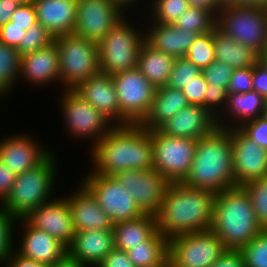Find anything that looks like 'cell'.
Masks as SVG:
<instances>
[{
	"label": "cell",
	"instance_id": "54",
	"mask_svg": "<svg viewBox=\"0 0 267 267\" xmlns=\"http://www.w3.org/2000/svg\"><path fill=\"white\" fill-rule=\"evenodd\" d=\"M20 4L18 0H0V28L10 21L12 13Z\"/></svg>",
	"mask_w": 267,
	"mask_h": 267
},
{
	"label": "cell",
	"instance_id": "22",
	"mask_svg": "<svg viewBox=\"0 0 267 267\" xmlns=\"http://www.w3.org/2000/svg\"><path fill=\"white\" fill-rule=\"evenodd\" d=\"M24 228L22 244L17 253L48 266L63 258L68 253V247L47 232L32 227L24 218L19 219ZM25 224V225H24Z\"/></svg>",
	"mask_w": 267,
	"mask_h": 267
},
{
	"label": "cell",
	"instance_id": "47",
	"mask_svg": "<svg viewBox=\"0 0 267 267\" xmlns=\"http://www.w3.org/2000/svg\"><path fill=\"white\" fill-rule=\"evenodd\" d=\"M11 22L22 29L27 30L31 25L37 23V15L34 4L21 3L18 8L12 13Z\"/></svg>",
	"mask_w": 267,
	"mask_h": 267
},
{
	"label": "cell",
	"instance_id": "3",
	"mask_svg": "<svg viewBox=\"0 0 267 267\" xmlns=\"http://www.w3.org/2000/svg\"><path fill=\"white\" fill-rule=\"evenodd\" d=\"M232 156L229 128L216 127L197 140L195 157L183 183L215 193L236 187Z\"/></svg>",
	"mask_w": 267,
	"mask_h": 267
},
{
	"label": "cell",
	"instance_id": "4",
	"mask_svg": "<svg viewBox=\"0 0 267 267\" xmlns=\"http://www.w3.org/2000/svg\"><path fill=\"white\" fill-rule=\"evenodd\" d=\"M210 230L232 251H238L263 230L241 186L216 193Z\"/></svg>",
	"mask_w": 267,
	"mask_h": 267
},
{
	"label": "cell",
	"instance_id": "18",
	"mask_svg": "<svg viewBox=\"0 0 267 267\" xmlns=\"http://www.w3.org/2000/svg\"><path fill=\"white\" fill-rule=\"evenodd\" d=\"M73 90L112 123L116 122L115 125L130 124L121 115L115 85L110 75L100 72L79 83Z\"/></svg>",
	"mask_w": 267,
	"mask_h": 267
},
{
	"label": "cell",
	"instance_id": "11",
	"mask_svg": "<svg viewBox=\"0 0 267 267\" xmlns=\"http://www.w3.org/2000/svg\"><path fill=\"white\" fill-rule=\"evenodd\" d=\"M91 172L82 183L95 196L100 207L114 224L131 221L145 214L135 202L133 195L114 176L98 174L93 170Z\"/></svg>",
	"mask_w": 267,
	"mask_h": 267
},
{
	"label": "cell",
	"instance_id": "61",
	"mask_svg": "<svg viewBox=\"0 0 267 267\" xmlns=\"http://www.w3.org/2000/svg\"><path fill=\"white\" fill-rule=\"evenodd\" d=\"M260 57L267 63V48Z\"/></svg>",
	"mask_w": 267,
	"mask_h": 267
},
{
	"label": "cell",
	"instance_id": "26",
	"mask_svg": "<svg viewBox=\"0 0 267 267\" xmlns=\"http://www.w3.org/2000/svg\"><path fill=\"white\" fill-rule=\"evenodd\" d=\"M189 105L182 90L168 86L158 87L150 110L139 124L148 131L157 130L180 110Z\"/></svg>",
	"mask_w": 267,
	"mask_h": 267
},
{
	"label": "cell",
	"instance_id": "14",
	"mask_svg": "<svg viewBox=\"0 0 267 267\" xmlns=\"http://www.w3.org/2000/svg\"><path fill=\"white\" fill-rule=\"evenodd\" d=\"M113 0H77L75 35L99 44L124 17Z\"/></svg>",
	"mask_w": 267,
	"mask_h": 267
},
{
	"label": "cell",
	"instance_id": "17",
	"mask_svg": "<svg viewBox=\"0 0 267 267\" xmlns=\"http://www.w3.org/2000/svg\"><path fill=\"white\" fill-rule=\"evenodd\" d=\"M24 219L32 227L47 232L67 247L72 243L75 229L68 200L65 197L42 203Z\"/></svg>",
	"mask_w": 267,
	"mask_h": 267
},
{
	"label": "cell",
	"instance_id": "8",
	"mask_svg": "<svg viewBox=\"0 0 267 267\" xmlns=\"http://www.w3.org/2000/svg\"><path fill=\"white\" fill-rule=\"evenodd\" d=\"M54 42L59 51L63 89H74L79 83L100 73L97 44L75 34L56 37Z\"/></svg>",
	"mask_w": 267,
	"mask_h": 267
},
{
	"label": "cell",
	"instance_id": "6",
	"mask_svg": "<svg viewBox=\"0 0 267 267\" xmlns=\"http://www.w3.org/2000/svg\"><path fill=\"white\" fill-rule=\"evenodd\" d=\"M216 27L259 56L267 48V7L222 6Z\"/></svg>",
	"mask_w": 267,
	"mask_h": 267
},
{
	"label": "cell",
	"instance_id": "36",
	"mask_svg": "<svg viewBox=\"0 0 267 267\" xmlns=\"http://www.w3.org/2000/svg\"><path fill=\"white\" fill-rule=\"evenodd\" d=\"M185 57L200 70L208 67L215 60L213 30L198 34L195 41L189 47Z\"/></svg>",
	"mask_w": 267,
	"mask_h": 267
},
{
	"label": "cell",
	"instance_id": "51",
	"mask_svg": "<svg viewBox=\"0 0 267 267\" xmlns=\"http://www.w3.org/2000/svg\"><path fill=\"white\" fill-rule=\"evenodd\" d=\"M17 174L0 160V204L12 189Z\"/></svg>",
	"mask_w": 267,
	"mask_h": 267
},
{
	"label": "cell",
	"instance_id": "45",
	"mask_svg": "<svg viewBox=\"0 0 267 267\" xmlns=\"http://www.w3.org/2000/svg\"><path fill=\"white\" fill-rule=\"evenodd\" d=\"M253 91V67L234 69L227 92L247 93Z\"/></svg>",
	"mask_w": 267,
	"mask_h": 267
},
{
	"label": "cell",
	"instance_id": "21",
	"mask_svg": "<svg viewBox=\"0 0 267 267\" xmlns=\"http://www.w3.org/2000/svg\"><path fill=\"white\" fill-rule=\"evenodd\" d=\"M216 119L202 106L189 105L163 124L159 130L171 137L196 139L210 134Z\"/></svg>",
	"mask_w": 267,
	"mask_h": 267
},
{
	"label": "cell",
	"instance_id": "12",
	"mask_svg": "<svg viewBox=\"0 0 267 267\" xmlns=\"http://www.w3.org/2000/svg\"><path fill=\"white\" fill-rule=\"evenodd\" d=\"M121 115L130 124H139L150 110L156 88L138 68L111 76Z\"/></svg>",
	"mask_w": 267,
	"mask_h": 267
},
{
	"label": "cell",
	"instance_id": "34",
	"mask_svg": "<svg viewBox=\"0 0 267 267\" xmlns=\"http://www.w3.org/2000/svg\"><path fill=\"white\" fill-rule=\"evenodd\" d=\"M173 25L190 32L203 34L216 27V16L209 10L189 7L173 22Z\"/></svg>",
	"mask_w": 267,
	"mask_h": 267
},
{
	"label": "cell",
	"instance_id": "25",
	"mask_svg": "<svg viewBox=\"0 0 267 267\" xmlns=\"http://www.w3.org/2000/svg\"><path fill=\"white\" fill-rule=\"evenodd\" d=\"M20 76L38 86L51 84L56 80L60 82L59 51L55 42L22 56Z\"/></svg>",
	"mask_w": 267,
	"mask_h": 267
},
{
	"label": "cell",
	"instance_id": "58",
	"mask_svg": "<svg viewBox=\"0 0 267 267\" xmlns=\"http://www.w3.org/2000/svg\"><path fill=\"white\" fill-rule=\"evenodd\" d=\"M113 1H115V3L118 6H120L123 10H125V9H128L130 5L132 7L133 3H136L137 0H113Z\"/></svg>",
	"mask_w": 267,
	"mask_h": 267
},
{
	"label": "cell",
	"instance_id": "44",
	"mask_svg": "<svg viewBox=\"0 0 267 267\" xmlns=\"http://www.w3.org/2000/svg\"><path fill=\"white\" fill-rule=\"evenodd\" d=\"M238 129L261 148L267 150V118L257 117L241 124Z\"/></svg>",
	"mask_w": 267,
	"mask_h": 267
},
{
	"label": "cell",
	"instance_id": "19",
	"mask_svg": "<svg viewBox=\"0 0 267 267\" xmlns=\"http://www.w3.org/2000/svg\"><path fill=\"white\" fill-rule=\"evenodd\" d=\"M74 193L66 199L72 214L75 232L93 229L113 230L114 223L110 216L103 211L98 200L83 183Z\"/></svg>",
	"mask_w": 267,
	"mask_h": 267
},
{
	"label": "cell",
	"instance_id": "33",
	"mask_svg": "<svg viewBox=\"0 0 267 267\" xmlns=\"http://www.w3.org/2000/svg\"><path fill=\"white\" fill-rule=\"evenodd\" d=\"M20 64L21 56L17 49L0 41V96L9 93L19 78Z\"/></svg>",
	"mask_w": 267,
	"mask_h": 267
},
{
	"label": "cell",
	"instance_id": "60",
	"mask_svg": "<svg viewBox=\"0 0 267 267\" xmlns=\"http://www.w3.org/2000/svg\"><path fill=\"white\" fill-rule=\"evenodd\" d=\"M263 116L267 118V98L265 99Z\"/></svg>",
	"mask_w": 267,
	"mask_h": 267
},
{
	"label": "cell",
	"instance_id": "42",
	"mask_svg": "<svg viewBox=\"0 0 267 267\" xmlns=\"http://www.w3.org/2000/svg\"><path fill=\"white\" fill-rule=\"evenodd\" d=\"M17 220L19 219L0 208V263H4L6 258L13 252V223Z\"/></svg>",
	"mask_w": 267,
	"mask_h": 267
},
{
	"label": "cell",
	"instance_id": "1",
	"mask_svg": "<svg viewBox=\"0 0 267 267\" xmlns=\"http://www.w3.org/2000/svg\"><path fill=\"white\" fill-rule=\"evenodd\" d=\"M215 196L212 190L170 183L155 214L156 230L168 239L210 230Z\"/></svg>",
	"mask_w": 267,
	"mask_h": 267
},
{
	"label": "cell",
	"instance_id": "24",
	"mask_svg": "<svg viewBox=\"0 0 267 267\" xmlns=\"http://www.w3.org/2000/svg\"><path fill=\"white\" fill-rule=\"evenodd\" d=\"M37 22L53 38L73 34L76 23L77 0H34Z\"/></svg>",
	"mask_w": 267,
	"mask_h": 267
},
{
	"label": "cell",
	"instance_id": "57",
	"mask_svg": "<svg viewBox=\"0 0 267 267\" xmlns=\"http://www.w3.org/2000/svg\"><path fill=\"white\" fill-rule=\"evenodd\" d=\"M235 6L267 7V0H236Z\"/></svg>",
	"mask_w": 267,
	"mask_h": 267
},
{
	"label": "cell",
	"instance_id": "37",
	"mask_svg": "<svg viewBox=\"0 0 267 267\" xmlns=\"http://www.w3.org/2000/svg\"><path fill=\"white\" fill-rule=\"evenodd\" d=\"M238 252L245 267H267V230H262Z\"/></svg>",
	"mask_w": 267,
	"mask_h": 267
},
{
	"label": "cell",
	"instance_id": "52",
	"mask_svg": "<svg viewBox=\"0 0 267 267\" xmlns=\"http://www.w3.org/2000/svg\"><path fill=\"white\" fill-rule=\"evenodd\" d=\"M6 267H50L44 263L23 257L19 253L12 252L4 261Z\"/></svg>",
	"mask_w": 267,
	"mask_h": 267
},
{
	"label": "cell",
	"instance_id": "48",
	"mask_svg": "<svg viewBox=\"0 0 267 267\" xmlns=\"http://www.w3.org/2000/svg\"><path fill=\"white\" fill-rule=\"evenodd\" d=\"M25 31L26 30L22 29V27H18L17 25H14L13 22L8 21L0 28V41L17 49Z\"/></svg>",
	"mask_w": 267,
	"mask_h": 267
},
{
	"label": "cell",
	"instance_id": "13",
	"mask_svg": "<svg viewBox=\"0 0 267 267\" xmlns=\"http://www.w3.org/2000/svg\"><path fill=\"white\" fill-rule=\"evenodd\" d=\"M63 94L61 99L63 111L61 112L66 119L65 125L73 137H93L94 146L115 126V123H112L73 89H65Z\"/></svg>",
	"mask_w": 267,
	"mask_h": 267
},
{
	"label": "cell",
	"instance_id": "50",
	"mask_svg": "<svg viewBox=\"0 0 267 267\" xmlns=\"http://www.w3.org/2000/svg\"><path fill=\"white\" fill-rule=\"evenodd\" d=\"M97 267H136L129 259L127 251L114 248Z\"/></svg>",
	"mask_w": 267,
	"mask_h": 267
},
{
	"label": "cell",
	"instance_id": "20",
	"mask_svg": "<svg viewBox=\"0 0 267 267\" xmlns=\"http://www.w3.org/2000/svg\"><path fill=\"white\" fill-rule=\"evenodd\" d=\"M30 137L25 134L0 140V160L17 175L38 166L50 154Z\"/></svg>",
	"mask_w": 267,
	"mask_h": 267
},
{
	"label": "cell",
	"instance_id": "39",
	"mask_svg": "<svg viewBox=\"0 0 267 267\" xmlns=\"http://www.w3.org/2000/svg\"><path fill=\"white\" fill-rule=\"evenodd\" d=\"M152 4L151 15L159 24H173L190 7L187 0H153Z\"/></svg>",
	"mask_w": 267,
	"mask_h": 267
},
{
	"label": "cell",
	"instance_id": "2",
	"mask_svg": "<svg viewBox=\"0 0 267 267\" xmlns=\"http://www.w3.org/2000/svg\"><path fill=\"white\" fill-rule=\"evenodd\" d=\"M95 173L153 169L151 131L140 124L115 125L92 148Z\"/></svg>",
	"mask_w": 267,
	"mask_h": 267
},
{
	"label": "cell",
	"instance_id": "10",
	"mask_svg": "<svg viewBox=\"0 0 267 267\" xmlns=\"http://www.w3.org/2000/svg\"><path fill=\"white\" fill-rule=\"evenodd\" d=\"M226 251L212 230L182 234L169 239L167 266L211 267Z\"/></svg>",
	"mask_w": 267,
	"mask_h": 267
},
{
	"label": "cell",
	"instance_id": "32",
	"mask_svg": "<svg viewBox=\"0 0 267 267\" xmlns=\"http://www.w3.org/2000/svg\"><path fill=\"white\" fill-rule=\"evenodd\" d=\"M264 104L265 98L256 91L228 94L226 116L227 114L233 115L232 117L237 119V123L240 121V124L236 123L238 128L241 123L263 116Z\"/></svg>",
	"mask_w": 267,
	"mask_h": 267
},
{
	"label": "cell",
	"instance_id": "29",
	"mask_svg": "<svg viewBox=\"0 0 267 267\" xmlns=\"http://www.w3.org/2000/svg\"><path fill=\"white\" fill-rule=\"evenodd\" d=\"M174 57L154 49L146 41L141 47L137 68L155 87L165 86L174 65Z\"/></svg>",
	"mask_w": 267,
	"mask_h": 267
},
{
	"label": "cell",
	"instance_id": "46",
	"mask_svg": "<svg viewBox=\"0 0 267 267\" xmlns=\"http://www.w3.org/2000/svg\"><path fill=\"white\" fill-rule=\"evenodd\" d=\"M207 87L208 83L203 74L200 73L195 79L186 84L182 91L190 105L204 107V94Z\"/></svg>",
	"mask_w": 267,
	"mask_h": 267
},
{
	"label": "cell",
	"instance_id": "38",
	"mask_svg": "<svg viewBox=\"0 0 267 267\" xmlns=\"http://www.w3.org/2000/svg\"><path fill=\"white\" fill-rule=\"evenodd\" d=\"M54 42L53 36L39 22L31 25L26 31L19 44L17 51L22 57L38 49L47 47Z\"/></svg>",
	"mask_w": 267,
	"mask_h": 267
},
{
	"label": "cell",
	"instance_id": "53",
	"mask_svg": "<svg viewBox=\"0 0 267 267\" xmlns=\"http://www.w3.org/2000/svg\"><path fill=\"white\" fill-rule=\"evenodd\" d=\"M211 267H245L238 251L227 250Z\"/></svg>",
	"mask_w": 267,
	"mask_h": 267
},
{
	"label": "cell",
	"instance_id": "23",
	"mask_svg": "<svg viewBox=\"0 0 267 267\" xmlns=\"http://www.w3.org/2000/svg\"><path fill=\"white\" fill-rule=\"evenodd\" d=\"M115 248L113 230L75 232L68 254L87 267H97Z\"/></svg>",
	"mask_w": 267,
	"mask_h": 267
},
{
	"label": "cell",
	"instance_id": "15",
	"mask_svg": "<svg viewBox=\"0 0 267 267\" xmlns=\"http://www.w3.org/2000/svg\"><path fill=\"white\" fill-rule=\"evenodd\" d=\"M123 184L145 214L155 215L170 184L155 169L126 170L113 175Z\"/></svg>",
	"mask_w": 267,
	"mask_h": 267
},
{
	"label": "cell",
	"instance_id": "41",
	"mask_svg": "<svg viewBox=\"0 0 267 267\" xmlns=\"http://www.w3.org/2000/svg\"><path fill=\"white\" fill-rule=\"evenodd\" d=\"M227 98L228 92L223 87H215L208 85L207 90L204 94V108L216 119L217 127L220 128H227L228 126V123H222V120L218 116L220 110L222 109L221 107H223L225 110L226 107H224V105L227 104ZM217 107H220L219 111L216 109Z\"/></svg>",
	"mask_w": 267,
	"mask_h": 267
},
{
	"label": "cell",
	"instance_id": "55",
	"mask_svg": "<svg viewBox=\"0 0 267 267\" xmlns=\"http://www.w3.org/2000/svg\"><path fill=\"white\" fill-rule=\"evenodd\" d=\"M190 7L200 8L211 11L215 16L222 8L216 0H187Z\"/></svg>",
	"mask_w": 267,
	"mask_h": 267
},
{
	"label": "cell",
	"instance_id": "59",
	"mask_svg": "<svg viewBox=\"0 0 267 267\" xmlns=\"http://www.w3.org/2000/svg\"><path fill=\"white\" fill-rule=\"evenodd\" d=\"M216 1L221 7L226 5H233L236 2V0H216Z\"/></svg>",
	"mask_w": 267,
	"mask_h": 267
},
{
	"label": "cell",
	"instance_id": "43",
	"mask_svg": "<svg viewBox=\"0 0 267 267\" xmlns=\"http://www.w3.org/2000/svg\"><path fill=\"white\" fill-rule=\"evenodd\" d=\"M233 70L226 63L214 60L208 67L202 69L201 73L209 86L223 87L227 90Z\"/></svg>",
	"mask_w": 267,
	"mask_h": 267
},
{
	"label": "cell",
	"instance_id": "30",
	"mask_svg": "<svg viewBox=\"0 0 267 267\" xmlns=\"http://www.w3.org/2000/svg\"><path fill=\"white\" fill-rule=\"evenodd\" d=\"M136 267H164L168 264L169 239L156 230L147 240L127 250Z\"/></svg>",
	"mask_w": 267,
	"mask_h": 267
},
{
	"label": "cell",
	"instance_id": "62",
	"mask_svg": "<svg viewBox=\"0 0 267 267\" xmlns=\"http://www.w3.org/2000/svg\"><path fill=\"white\" fill-rule=\"evenodd\" d=\"M20 3H30L33 2L34 0H18Z\"/></svg>",
	"mask_w": 267,
	"mask_h": 267
},
{
	"label": "cell",
	"instance_id": "16",
	"mask_svg": "<svg viewBox=\"0 0 267 267\" xmlns=\"http://www.w3.org/2000/svg\"><path fill=\"white\" fill-rule=\"evenodd\" d=\"M229 128L233 147V174L235 186L267 177V150L245 136L236 126Z\"/></svg>",
	"mask_w": 267,
	"mask_h": 267
},
{
	"label": "cell",
	"instance_id": "40",
	"mask_svg": "<svg viewBox=\"0 0 267 267\" xmlns=\"http://www.w3.org/2000/svg\"><path fill=\"white\" fill-rule=\"evenodd\" d=\"M201 70L186 57H176L167 83L173 89L182 90L186 84L196 78Z\"/></svg>",
	"mask_w": 267,
	"mask_h": 267
},
{
	"label": "cell",
	"instance_id": "49",
	"mask_svg": "<svg viewBox=\"0 0 267 267\" xmlns=\"http://www.w3.org/2000/svg\"><path fill=\"white\" fill-rule=\"evenodd\" d=\"M253 91L267 98V63L261 57L253 66Z\"/></svg>",
	"mask_w": 267,
	"mask_h": 267
},
{
	"label": "cell",
	"instance_id": "35",
	"mask_svg": "<svg viewBox=\"0 0 267 267\" xmlns=\"http://www.w3.org/2000/svg\"><path fill=\"white\" fill-rule=\"evenodd\" d=\"M241 187L250 198L257 223L267 230V177L251 180Z\"/></svg>",
	"mask_w": 267,
	"mask_h": 267
},
{
	"label": "cell",
	"instance_id": "28",
	"mask_svg": "<svg viewBox=\"0 0 267 267\" xmlns=\"http://www.w3.org/2000/svg\"><path fill=\"white\" fill-rule=\"evenodd\" d=\"M215 60L226 63L233 69L253 67L260 57L252 49L245 47L217 27L213 29Z\"/></svg>",
	"mask_w": 267,
	"mask_h": 267
},
{
	"label": "cell",
	"instance_id": "31",
	"mask_svg": "<svg viewBox=\"0 0 267 267\" xmlns=\"http://www.w3.org/2000/svg\"><path fill=\"white\" fill-rule=\"evenodd\" d=\"M155 231L156 219L152 214H144L131 221L115 223L113 227L115 248L127 251L131 246L147 240Z\"/></svg>",
	"mask_w": 267,
	"mask_h": 267
},
{
	"label": "cell",
	"instance_id": "27",
	"mask_svg": "<svg viewBox=\"0 0 267 267\" xmlns=\"http://www.w3.org/2000/svg\"><path fill=\"white\" fill-rule=\"evenodd\" d=\"M149 30H147L149 33L144 35L145 41L154 49L174 58L185 57L189 47L198 36V33L178 28L173 24L154 23L152 29Z\"/></svg>",
	"mask_w": 267,
	"mask_h": 267
},
{
	"label": "cell",
	"instance_id": "56",
	"mask_svg": "<svg viewBox=\"0 0 267 267\" xmlns=\"http://www.w3.org/2000/svg\"><path fill=\"white\" fill-rule=\"evenodd\" d=\"M50 267H86L81 262H79L77 259L71 257L68 253L61 258L60 260L56 261L52 266Z\"/></svg>",
	"mask_w": 267,
	"mask_h": 267
},
{
	"label": "cell",
	"instance_id": "5",
	"mask_svg": "<svg viewBox=\"0 0 267 267\" xmlns=\"http://www.w3.org/2000/svg\"><path fill=\"white\" fill-rule=\"evenodd\" d=\"M54 159L50 153L38 166L18 174L0 208L21 219L42 203L50 201L57 171Z\"/></svg>",
	"mask_w": 267,
	"mask_h": 267
},
{
	"label": "cell",
	"instance_id": "9",
	"mask_svg": "<svg viewBox=\"0 0 267 267\" xmlns=\"http://www.w3.org/2000/svg\"><path fill=\"white\" fill-rule=\"evenodd\" d=\"M153 169L169 183L183 182L189 174L196 151V139L171 137L159 129L151 131Z\"/></svg>",
	"mask_w": 267,
	"mask_h": 267
},
{
	"label": "cell",
	"instance_id": "7",
	"mask_svg": "<svg viewBox=\"0 0 267 267\" xmlns=\"http://www.w3.org/2000/svg\"><path fill=\"white\" fill-rule=\"evenodd\" d=\"M125 20L123 17L98 44L101 73L112 76L137 68L145 36Z\"/></svg>",
	"mask_w": 267,
	"mask_h": 267
}]
</instances>
